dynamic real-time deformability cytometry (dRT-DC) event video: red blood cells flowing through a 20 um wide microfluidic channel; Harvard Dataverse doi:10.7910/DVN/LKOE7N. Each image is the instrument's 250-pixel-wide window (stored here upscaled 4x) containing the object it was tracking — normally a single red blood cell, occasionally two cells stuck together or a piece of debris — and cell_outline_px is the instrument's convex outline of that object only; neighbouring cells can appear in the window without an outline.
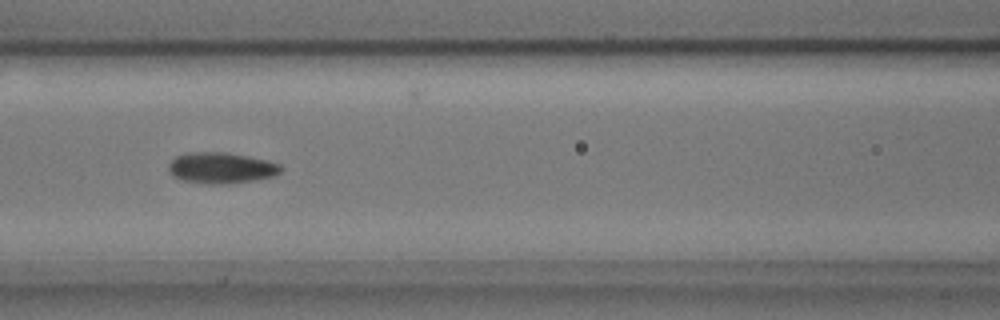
{"species": "common noctule bat (a hibernating species)", "species_latin": "Nyctalus noctula", "temperature_condition": "cold", "stored_images_in_passage": 7, "camera_frame_rate_fps": 3000, "um_per_image_px": 0.085, "animal": {"sex": "male", "body_mass_g": 17.9, "forearm_length_mm": 54.2}, "frame": {"image": 1, "passage_image": 6, "time_ms": 1.667, "image_size_px": [1000, 320], "cell_outline_px": [[284, 168], [280, 172], [272, 176], [252, 180], [228, 184], [204, 184], [180, 180], [172, 176], [168, 172], [168, 164], [176, 156], [192, 152], [228, 152], [268, 160], [280, 164]], "centroid_in_image_um": [18.77, 14.27], "position_along_channel_um": 147.8, "area_um2": 20.52}}
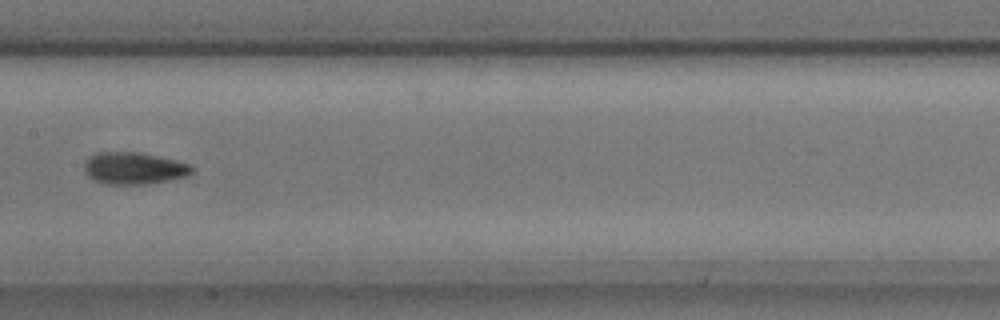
{"frame": {"image": 2, "passage_image": 7, "time_ms": 2.0, "image_size_px": [1000, 320], "cell_outline_px": [[196, 168], [188, 176], [172, 180], [148, 184], [104, 184], [88, 176], [84, 172], [84, 160], [88, 156], [96, 152], [140, 152], [176, 160], [192, 164]], "centroid_in_image_um": [11.41, 14.3], "position_along_channel_um": 196.0, "area_um2": 20.52}}